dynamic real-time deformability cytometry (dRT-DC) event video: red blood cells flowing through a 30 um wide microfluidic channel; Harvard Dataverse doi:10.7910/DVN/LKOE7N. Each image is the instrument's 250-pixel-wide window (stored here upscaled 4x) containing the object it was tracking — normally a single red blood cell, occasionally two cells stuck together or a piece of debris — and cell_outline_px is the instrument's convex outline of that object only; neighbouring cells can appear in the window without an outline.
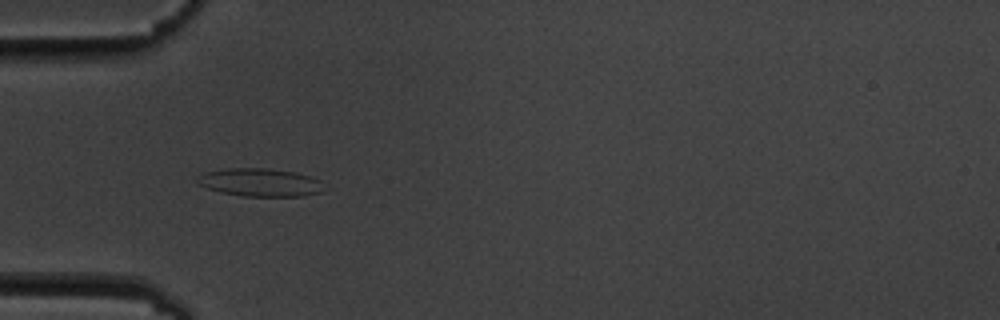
{"species": "common noctule bat (a hibernating species)", "species_latin": "Nyctalus noctula", "temperature_condition": "cold", "stored_images_in_passage": 3, "camera_frame_rate_fps": 3000, "um_per_image_px": 0.085, "animal": {"sex": "male", "body_mass_g": 19.5, "forearm_length_mm": 54.6}, "frame": {"image": 1, "passage_image": 1, "time_ms": 0.0, "image_size_px": [1000, 320], "cell_outline_px": [[328, 188], [320, 192], [300, 196], [244, 196], [220, 192], [196, 184], [196, 176], [204, 172], [228, 168], [268, 168], [296, 172], [312, 176], [320, 180]], "centroid_in_image_um": [22.12, 15.49], "position_along_channel_um": 62.9, "area_um2": 21.04}}
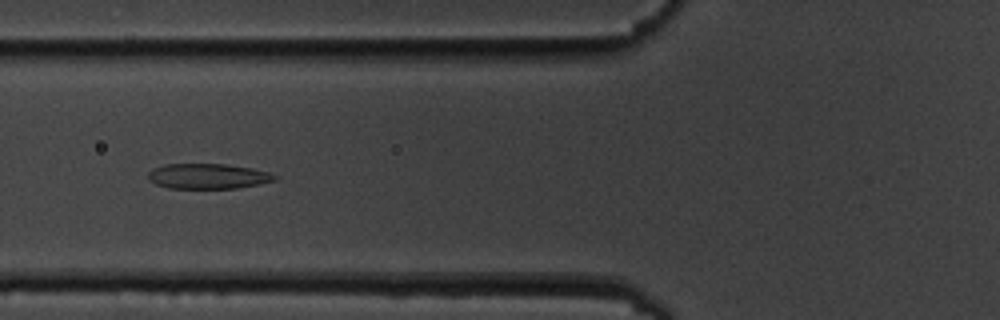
{"frame": {"image": 2, "passage_image": 2, "time_ms": 1.333, "image_size_px": [1000, 320], "cell_outline_px": [[276, 180], [260, 184], [236, 188], [168, 188], [156, 184], [148, 180], [148, 172], [152, 168], [164, 164], [228, 164], [252, 168], [268, 172], [276, 176]], "centroid_in_image_um": [17.64, 14.97], "position_along_channel_um": 108.2, "area_um2": 18.67}}
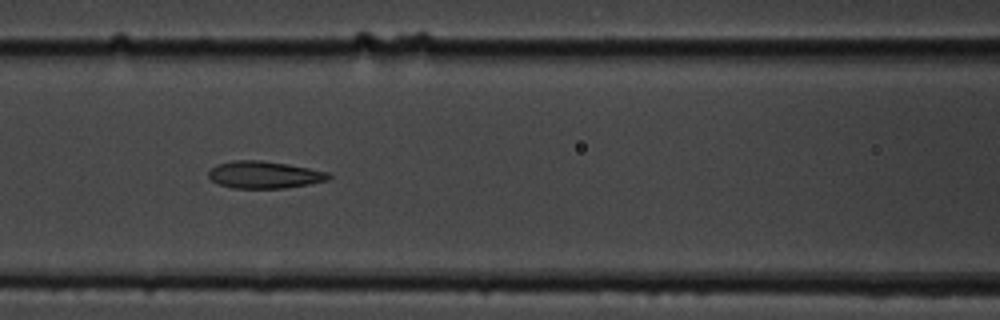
{"frame": {"image": 3, "passage_image": 3, "time_ms": 2.333, "image_size_px": [1000, 320], "cell_outline_px": [[332, 176], [328, 180], [308, 184], [284, 188], [232, 188], [220, 184], [212, 180], [208, 176], [208, 172], [216, 164], [232, 160], [260, 160], [288, 164], [328, 172]], "centroid_in_image_um": [22.45, 14.85], "position_along_channel_um": 144.1, "area_um2": 18.96}}